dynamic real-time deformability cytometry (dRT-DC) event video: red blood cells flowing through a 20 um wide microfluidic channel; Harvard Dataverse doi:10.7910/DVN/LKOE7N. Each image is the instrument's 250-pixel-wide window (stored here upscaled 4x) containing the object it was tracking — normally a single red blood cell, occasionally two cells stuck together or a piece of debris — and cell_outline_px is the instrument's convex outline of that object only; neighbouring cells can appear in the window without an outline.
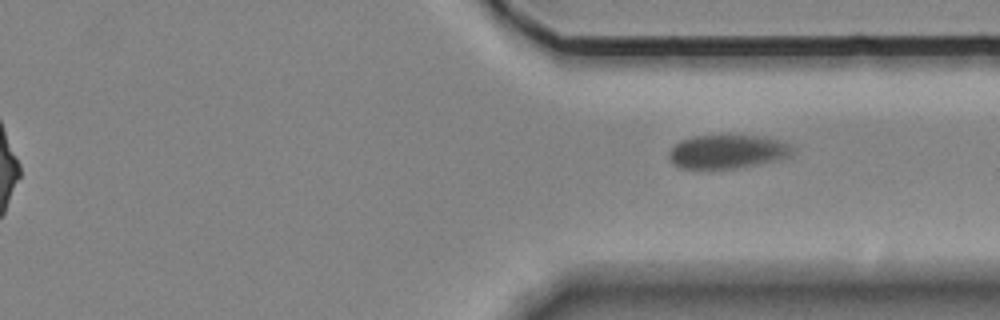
{"species": "Egyptian fruit bat (a non-hibernating species)", "species_latin": "Rousettus aegyptiacus", "temperature_condition": "room temperature", "stored_images_in_passage": 10, "segment_of_instrument_passage": [2, 2], "camera_frame_rate_fps": 3000, "um_per_image_px": 0.085, "animal": {"sex": "female"}, "frame": {"image": 1, "passage_image": 10, "time_ms": 3.0, "image_size_px": [1000, 320], "cell_outline_px": [[796, 152], [792, 156], [780, 160], [736, 168], [680, 168], [672, 164], [668, 156], [668, 152], [680, 140], [692, 136], [760, 136], [780, 140], [796, 148]], "centroid_in_image_um": [61.88, 12.89], "position_along_channel_um": 349.5, "area_um2": 24.45}}